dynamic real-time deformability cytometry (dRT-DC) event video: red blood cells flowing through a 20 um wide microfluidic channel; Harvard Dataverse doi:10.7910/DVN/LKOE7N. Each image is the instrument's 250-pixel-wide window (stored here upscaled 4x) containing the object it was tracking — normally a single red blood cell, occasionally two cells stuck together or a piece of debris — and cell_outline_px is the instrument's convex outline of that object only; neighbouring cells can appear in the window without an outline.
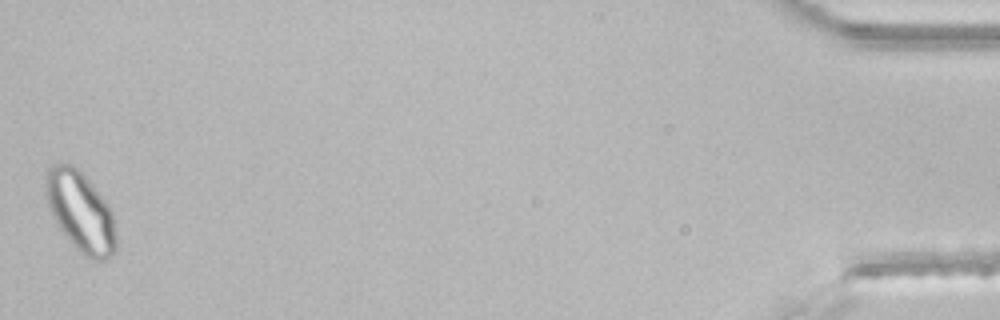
{"species": "common noctule bat (a hibernating species)", "species_latin": "Nyctalus noctula", "temperature_condition": "room temperature", "stored_images_in_passage": 47, "segment_of_instrument_passage": [2, 2], "camera_frame_rate_fps": 3000, "um_per_image_px": 0.085, "animal": {"sex": "male", "body_mass_g": 21.5, "forearm_length_mm": 52.0}, "frame": {"image": 1, "passage_image": 47, "time_ms": 15.333, "image_size_px": [1000, 320], "cell_outline_px": [[116, 252], [108, 260], [92, 260], [84, 256], [64, 236], [56, 224], [52, 216], [48, 204], [48, 172], [52, 164], [72, 164], [88, 180], [108, 204], [112, 212], [116, 228]], "centroid_in_image_um": [6.91, 18.09], "position_along_channel_um": 428.3, "area_um2": 32.48}}